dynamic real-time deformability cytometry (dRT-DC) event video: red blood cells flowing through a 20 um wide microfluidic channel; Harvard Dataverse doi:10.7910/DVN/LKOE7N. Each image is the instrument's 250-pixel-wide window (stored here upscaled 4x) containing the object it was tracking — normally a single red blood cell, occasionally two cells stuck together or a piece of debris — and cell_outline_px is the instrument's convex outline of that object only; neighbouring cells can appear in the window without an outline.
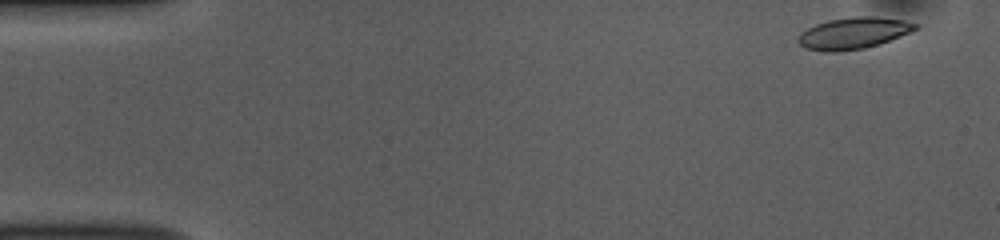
{"species": "common noctule bat (a hibernating species)", "species_latin": "Nyctalus noctula", "temperature_condition": "room temperature", "stored_images_in_passage": 50, "camera_frame_rate_fps": 3000, "um_per_image_px": 0.085, "animal": {"sex": "female", "body_mass_g": 10.0, "forearm_length_mm": 53.1}, "frame": {"image": 1, "passage_image": 1, "time_ms": 0.0, "image_size_px": [1000, 240], "cell_outline_px": [[920, 24], [916, 28], [908, 32], [880, 44], [864, 48], [832, 52], [824, 52], [804, 48], [796, 40], [800, 32], [816, 24], [828, 20], [852, 16], [876, 16], [904, 20]], "centroid_in_image_um": [72.5, 2.81], "position_along_channel_um": 12.5, "area_um2": 21.56}}
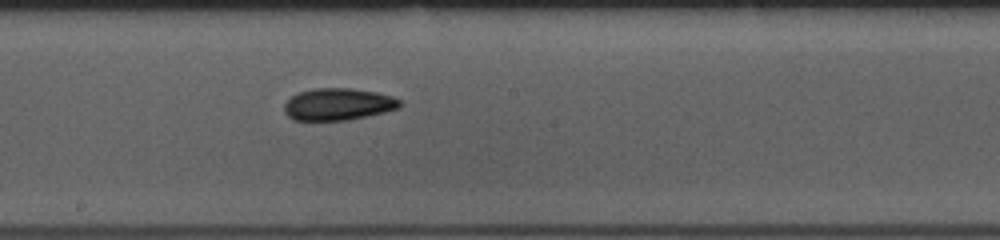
{"frame": {"image": 2, "passage_image": 26, "time_ms": 8.333, "image_size_px": [1000, 240], "cell_outline_px": [[400, 108], [384, 112], [344, 120], [292, 120], [284, 112], [284, 104], [296, 92], [312, 88], [352, 88], [376, 92], [392, 96], [400, 100]], "centroid_in_image_um": [28.7, 8.85], "position_along_channel_um": 219.5, "area_um2": 21.56}}
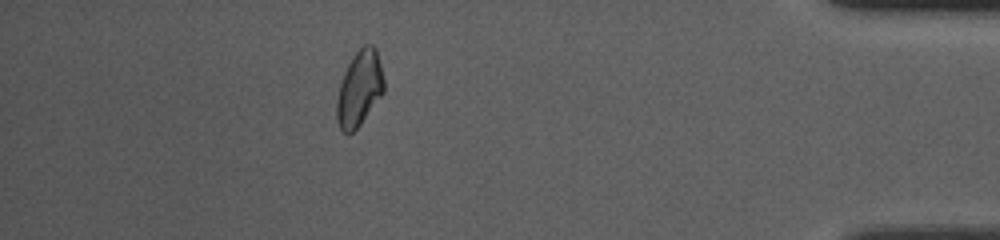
{"frame": {"image": 3, "passage_image": 44, "time_ms": 14.333, "image_size_px": [1000, 240], "cell_outline_px": [[384, 92], [360, 124], [352, 132], [344, 132], [340, 128], [336, 120], [336, 100], [340, 84], [344, 72], [352, 56], [364, 44], [372, 44], [376, 48], [384, 80]], "centroid_in_image_um": [30.54, 7.5], "position_along_channel_um": 404.7, "area_um2": 20.58}, "authors_computed_cell_mechanics": {"area_um2": 21.5305, "velocity_mm_per_s": 3.8569, "shape_relaxation_time_tau1_ms": 4.9382, "shape_relaxation_time_tau2_ms": 2.9481, "deformation_change_tau1": 0.1203, "deformation_change_tau2": 0.0786}}